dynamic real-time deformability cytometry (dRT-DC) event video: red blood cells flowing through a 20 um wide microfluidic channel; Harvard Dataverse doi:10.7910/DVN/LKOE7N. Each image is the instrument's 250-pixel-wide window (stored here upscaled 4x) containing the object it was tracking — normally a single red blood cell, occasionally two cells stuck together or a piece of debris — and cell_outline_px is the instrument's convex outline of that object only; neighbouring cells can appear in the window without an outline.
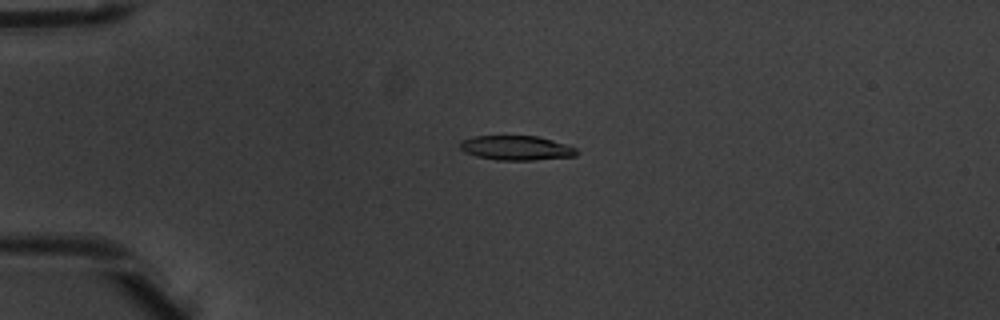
{"species": "common noctule bat (a hibernating species)", "species_latin": "Nyctalus noctula", "temperature_condition": "warm", "stored_images_in_passage": 5, "camera_frame_rate_fps": 3000, "um_per_image_px": 0.085, "animal": {"sex": "male", "body_mass_g": 20.1, "forearm_length_mm": 53.5}, "frame": {"image": 1, "passage_image": 4, "time_ms": 1.0, "image_size_px": [1000, 320], "cell_outline_px": [[580, 152], [576, 156], [532, 160], [496, 160], [476, 156], [464, 152], [460, 148], [460, 140], [476, 136], [536, 136], [552, 140], [576, 148]], "centroid_in_image_um": [43.88, 12.58], "position_along_channel_um": 41.1, "area_um2": 16.65}}